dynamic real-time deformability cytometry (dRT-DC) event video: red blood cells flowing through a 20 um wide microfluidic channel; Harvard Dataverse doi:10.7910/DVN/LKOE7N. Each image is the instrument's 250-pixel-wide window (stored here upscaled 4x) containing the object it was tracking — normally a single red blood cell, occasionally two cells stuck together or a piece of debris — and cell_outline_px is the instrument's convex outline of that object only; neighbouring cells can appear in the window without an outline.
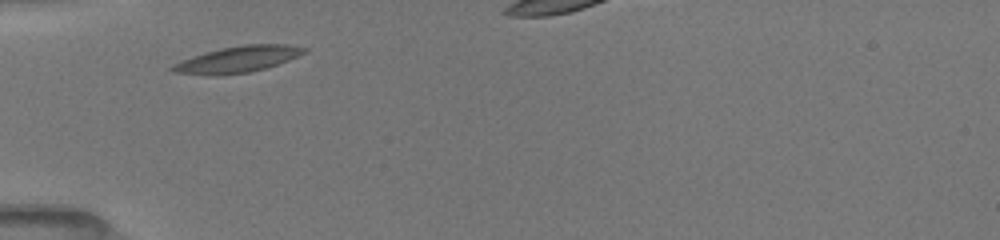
{"species": "common noctule bat (a hibernating species)", "species_latin": "Nyctalus noctula", "temperature_condition": "room temperature", "stored_images_in_passage": 8, "camera_frame_rate_fps": 3000, "um_per_image_px": 0.085, "animal": {"sex": "female", "body_mass_g": 19.5, "forearm_length_mm": 54.1}, "frame": {"image": 1, "passage_image": 1, "time_ms": 0.0, "image_size_px": [1000, 240], "cell_outline_px": [[308, 48], [304, 52], [288, 60], [264, 68], [248, 72], [216, 76], [172, 72], [168, 68], [172, 64], [192, 56], [204, 52], [220, 48], [244, 44], [288, 44]], "centroid_in_image_um": [20.13, 5.04], "position_along_channel_um": 64.9, "area_um2": 20.11}}
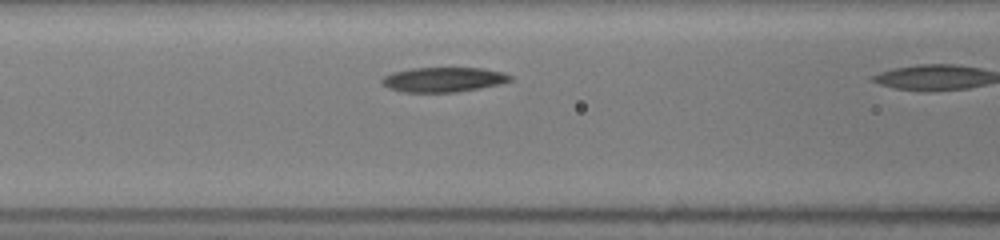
{"frame": {"image": 2, "passage_image": 3, "time_ms": 0.667, "image_size_px": [1000, 240], "cell_outline_px": [[512, 80], [500, 84], [480, 88], [456, 92], [404, 92], [388, 88], [380, 80], [384, 76], [392, 72], [412, 68], [484, 68], [504, 72], [512, 76]], "centroid_in_image_um": [37.71, 6.76], "position_along_channel_um": 128.9, "area_um2": 18.55}}
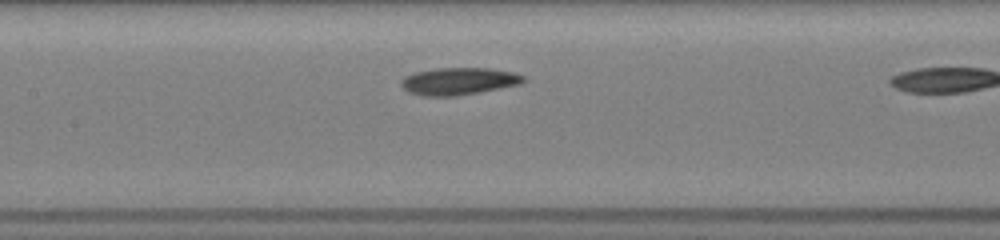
{"frame": {"image": 3, "passage_image": 6, "time_ms": 1.667, "image_size_px": [1000, 240], "cell_outline_px": [[528, 80], [520, 84], [480, 92], [456, 96], [420, 96], [408, 92], [400, 84], [400, 80], [404, 76], [416, 72], [436, 68], [492, 68], [512, 72], [524, 76]], "centroid_in_image_um": [38.98, 6.9], "position_along_channel_um": 168.4, "area_um2": 19.59}}